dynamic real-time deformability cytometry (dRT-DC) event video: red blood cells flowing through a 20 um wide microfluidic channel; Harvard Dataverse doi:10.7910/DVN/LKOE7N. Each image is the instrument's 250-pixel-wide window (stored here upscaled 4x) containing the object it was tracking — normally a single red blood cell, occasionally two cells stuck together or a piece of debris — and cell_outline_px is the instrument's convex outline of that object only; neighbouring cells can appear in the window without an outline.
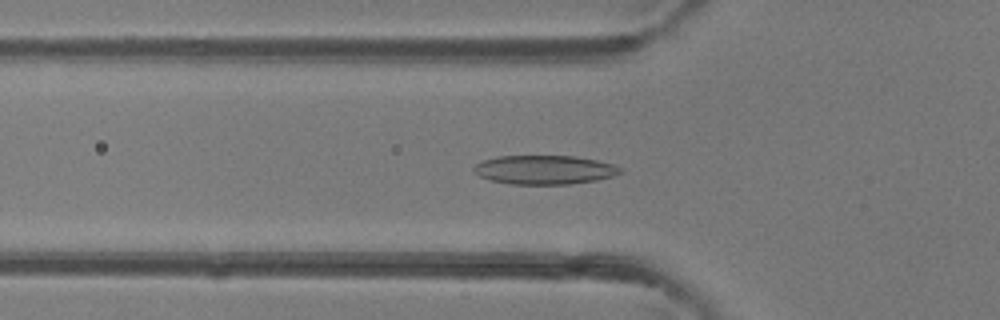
{"species": "common noctule bat (a hibernating species)", "species_latin": "Nyctalus noctula", "temperature_condition": "room temperature", "stored_images_in_passage": 47, "camera_frame_rate_fps": 3000, "um_per_image_px": 0.085, "animal": {"sex": "female"}, "frame": {"image": 1, "passage_image": 15, "time_ms": 4.667, "image_size_px": [1000, 320], "cell_outline_px": [[624, 172], [612, 176], [596, 180], [572, 184], [512, 184], [492, 180], [480, 176], [472, 172], [472, 168], [476, 164], [484, 160], [496, 156], [576, 156], [596, 160], [612, 164], [624, 168]], "centroid_in_image_um": [46.3, 14.43], "position_along_channel_um": 79.5, "area_um2": 24.8}}
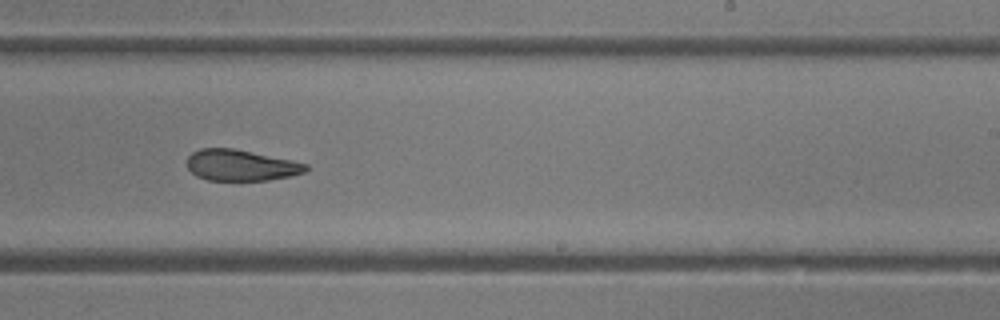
{"frame": {"image": 2, "passage_image": 28, "time_ms": 9.0, "image_size_px": [1000, 320], "cell_outline_px": [[308, 168], [304, 172], [292, 176], [268, 180], [208, 180], [196, 176], [188, 168], [188, 156], [192, 152], [200, 148], [232, 148], [292, 160], [308, 164]], "centroid_in_image_um": [20.48, 14.05], "position_along_channel_um": 268.5, "area_um2": 21.44}}
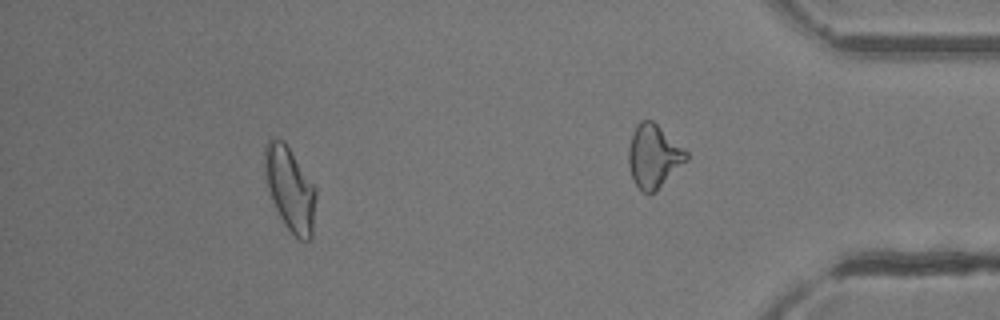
{"frame": {"image": 3, "passage_image": 42, "time_ms": 13.667, "image_size_px": [1000, 320], "cell_outline_px": [[316, 196], [312, 236], [308, 240], [300, 240], [284, 224], [272, 200], [268, 188], [264, 168], [264, 148], [268, 140], [284, 140], [316, 188]], "centroid_in_image_um": [24.65, 16.05], "position_along_channel_um": 410.5, "area_um2": 24.68}, "authors_computed_cell_mechanics": {"area_um2": 24.0448, "velocity_mm_per_s": 4.3439, "shape_relaxation_time_tau1_ms": 7.8423, "shape_relaxation_time_tau2_ms": 2.5729, "deformation_change_tau1": 0.1868, "deformation_change_tau2": 0.1002}}